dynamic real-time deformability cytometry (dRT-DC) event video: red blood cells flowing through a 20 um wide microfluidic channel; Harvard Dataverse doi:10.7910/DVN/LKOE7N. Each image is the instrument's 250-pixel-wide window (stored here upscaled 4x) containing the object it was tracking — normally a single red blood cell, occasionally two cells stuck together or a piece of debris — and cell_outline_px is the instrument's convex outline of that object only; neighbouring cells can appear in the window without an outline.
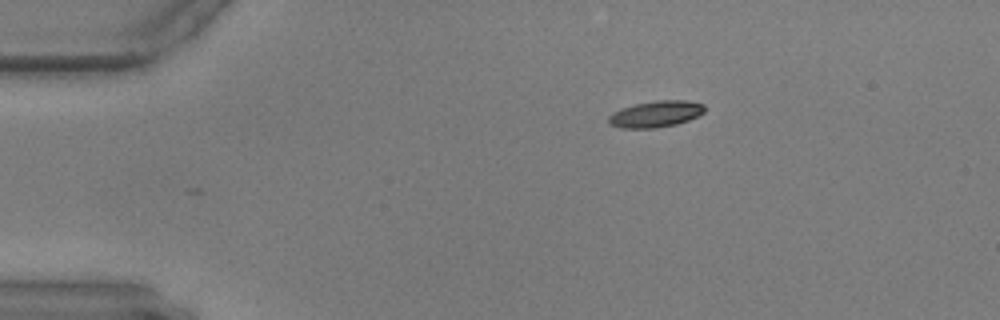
{"species": "common noctule bat (a hibernating species)", "species_latin": "Nyctalus noctula", "temperature_condition": "warm", "stored_images_in_passage": 49, "camera_frame_rate_fps": 3000, "um_per_image_px": 0.085, "animal": {"sex": "male", "body_mass_g": 17.9, "forearm_length_mm": 54.2}, "frame": {"image": 1, "passage_image": 1, "time_ms": 0.0, "image_size_px": [1000, 320], "cell_outline_px": [[704, 112], [688, 120], [676, 124], [656, 128], [620, 128], [608, 124], [608, 116], [612, 112], [620, 108], [636, 104], [656, 100], [684, 100], [704, 104]], "centroid_in_image_um": [55.69, 9.69], "position_along_channel_um": 29.3, "area_um2": 14.8}}
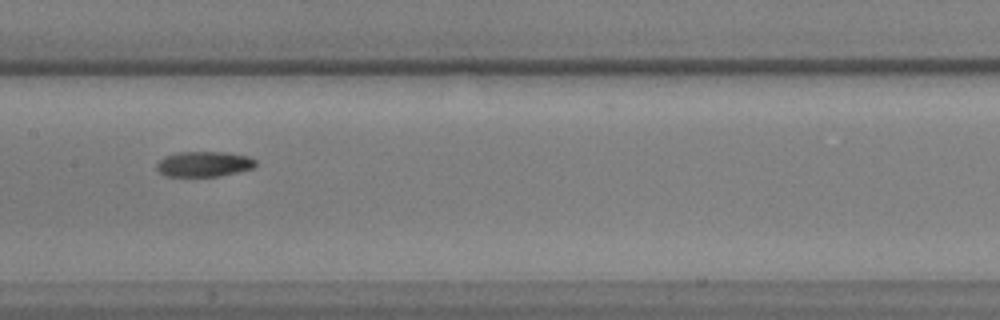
{"frame": {"image": 2, "passage_image": 20, "time_ms": 6.333, "image_size_px": [1000, 320], "cell_outline_px": [[256, 164], [252, 168], [220, 176], [164, 176], [156, 168], [156, 164], [164, 156], [180, 152], [228, 152], [248, 156], [256, 160]], "centroid_in_image_um": [17.32, 13.94], "position_along_channel_um": 190.1, "area_um2": 14.57}}
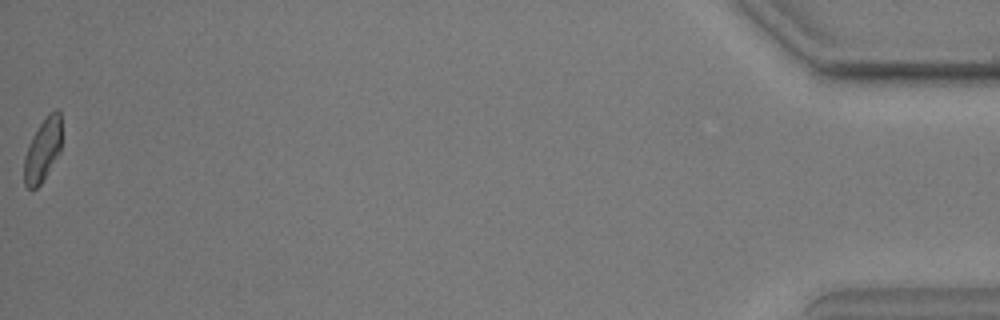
{"frame": {"image": 3, "passage_image": 49, "time_ms": 16.0, "image_size_px": [1000, 320], "cell_outline_px": [[60, 152], [40, 184], [36, 188], [28, 188], [24, 184], [24, 156], [28, 144], [32, 136], [48, 112], [56, 108], [60, 112]], "centroid_in_image_um": [3.61, 12.72], "position_along_channel_um": 431.6, "area_um2": 13.64}}